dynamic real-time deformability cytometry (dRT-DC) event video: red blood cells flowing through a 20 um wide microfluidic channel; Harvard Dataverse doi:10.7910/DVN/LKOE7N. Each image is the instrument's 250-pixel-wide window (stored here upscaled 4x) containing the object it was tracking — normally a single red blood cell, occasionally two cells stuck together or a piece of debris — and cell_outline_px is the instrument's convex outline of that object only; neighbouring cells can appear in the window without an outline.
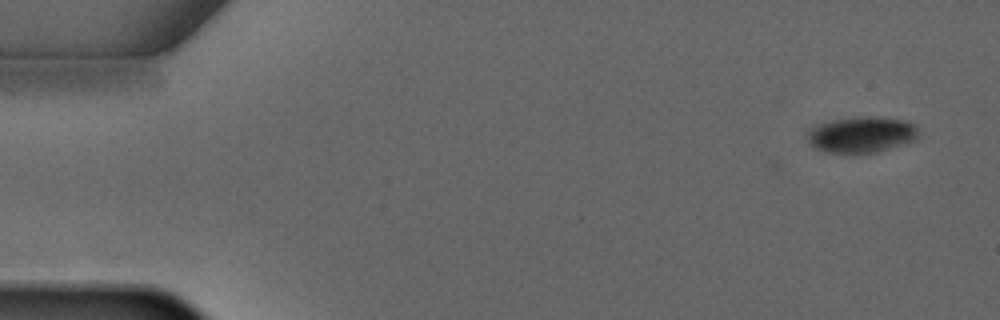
{"species": "common noctule bat (a hibernating species)", "species_latin": "Nyctalus noctula", "temperature_condition": "warm", "stored_images_in_passage": 5, "camera_frame_rate_fps": 3000, "um_per_image_px": 0.085, "animal": {"sex": "male", "forearm_length_mm": 52.5}, "frame": {"image": 1, "passage_image": 1, "time_ms": 0.0, "image_size_px": [1000, 320], "cell_outline_px": [[920, 132], [916, 140], [876, 152], [852, 156], [824, 152], [816, 148], [804, 136], [808, 128], [816, 124], [832, 120], [856, 116], [876, 116], [908, 120], [916, 124]], "centroid_in_image_um": [73.21, 11.45], "position_along_channel_um": 11.8, "area_um2": 24.51}}
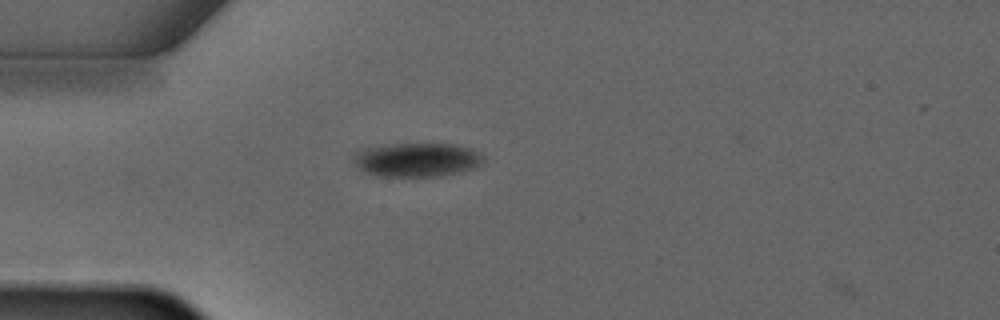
{"frame": {"image": 2, "passage_image": 4, "time_ms": 3.333, "image_size_px": [1000, 320], "cell_outline_px": [[484, 164], [460, 172], [440, 176], [376, 176], [364, 172], [352, 164], [352, 152], [364, 148], [392, 144], [460, 144], [472, 148], [480, 152], [484, 156]], "centroid_in_image_um": [35.42, 13.57], "position_along_channel_um": 49.6, "area_um2": 26.24}}